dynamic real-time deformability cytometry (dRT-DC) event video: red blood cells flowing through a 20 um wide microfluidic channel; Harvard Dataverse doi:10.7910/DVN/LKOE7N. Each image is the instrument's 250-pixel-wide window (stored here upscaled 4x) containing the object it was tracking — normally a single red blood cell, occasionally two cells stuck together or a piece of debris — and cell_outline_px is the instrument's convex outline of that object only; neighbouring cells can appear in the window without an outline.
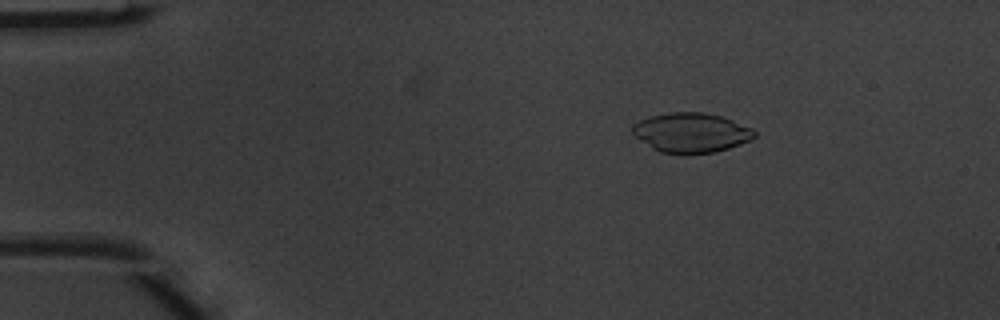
{"species": "common noctule bat (a hibernating species)", "species_latin": "Nyctalus noctula", "temperature_condition": "warm", "stored_images_in_passage": 3, "camera_frame_rate_fps": 3000, "um_per_image_px": 0.085, "animal": {"sex": "male", "body_mass_g": 20.1, "forearm_length_mm": 53.5}, "frame": {"image": 1, "passage_image": 1, "time_ms": 0.0, "image_size_px": [1000, 320], "cell_outline_px": [[756, 136], [752, 140], [716, 152], [684, 156], [660, 152], [652, 148], [636, 136], [632, 132], [632, 124], [640, 120], [652, 116], [672, 112], [704, 112], [720, 116], [732, 120], [752, 128], [756, 132]], "centroid_in_image_um": [58.76, 11.3], "position_along_channel_um": 26.2, "area_um2": 28.5}}